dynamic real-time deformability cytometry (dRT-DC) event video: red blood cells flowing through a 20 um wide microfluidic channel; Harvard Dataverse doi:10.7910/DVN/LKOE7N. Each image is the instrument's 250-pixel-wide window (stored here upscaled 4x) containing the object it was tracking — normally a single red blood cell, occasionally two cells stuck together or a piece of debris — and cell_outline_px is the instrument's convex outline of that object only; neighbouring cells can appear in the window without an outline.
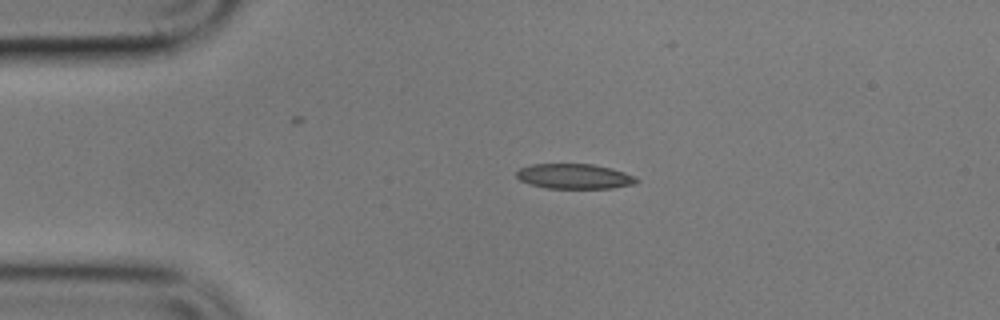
{"species": "common noctule bat (a hibernating species)", "species_latin": "Nyctalus noctula", "temperature_condition": "cold", "stored_images_in_passage": 3, "camera_frame_rate_fps": 3000, "um_per_image_px": 0.085, "animal": {"sex": "male", "body_mass_g": 17.9}, "frame": {"image": 1, "passage_image": 1, "time_ms": 0.0, "image_size_px": [1000, 320], "cell_outline_px": [[640, 180], [636, 184], [612, 188], [548, 188], [528, 184], [520, 180], [516, 176], [516, 172], [520, 168], [532, 164], [592, 164], [612, 168], [624, 172]], "centroid_in_image_um": [48.82, 14.99], "position_along_channel_um": 36.2, "area_um2": 17.51}}